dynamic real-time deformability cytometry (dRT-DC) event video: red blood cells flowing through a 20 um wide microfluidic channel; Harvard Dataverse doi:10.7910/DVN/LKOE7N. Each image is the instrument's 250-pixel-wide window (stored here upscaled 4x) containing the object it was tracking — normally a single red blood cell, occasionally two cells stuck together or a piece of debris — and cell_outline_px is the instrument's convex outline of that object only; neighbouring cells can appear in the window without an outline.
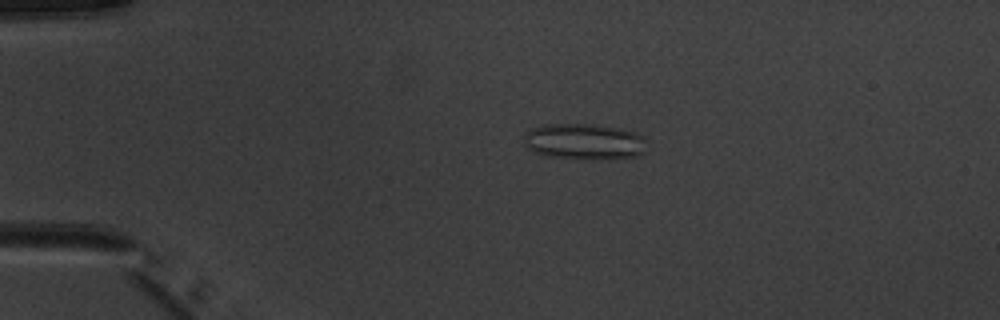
{"species": "common noctule bat (a hibernating species)", "species_latin": "Nyctalus noctula", "temperature_condition": "warm", "stored_images_in_passage": 4, "camera_frame_rate_fps": 3000, "um_per_image_px": 0.085, "animal": {"sex": "male", "body_mass_g": 20.1, "forearm_length_mm": 53.5}, "frame": {"image": 1, "passage_image": 3, "time_ms": 2.333, "image_size_px": [1000, 320], "cell_outline_px": [[644, 152], [636, 156], [608, 160], [576, 160], [548, 156], [536, 152], [528, 148], [524, 144], [524, 136], [532, 128], [540, 124], [596, 124], [620, 128], [636, 132], [644, 136]], "centroid_in_image_um": [49.67, 12.05], "position_along_channel_um": 35.3, "area_um2": 26.36}}